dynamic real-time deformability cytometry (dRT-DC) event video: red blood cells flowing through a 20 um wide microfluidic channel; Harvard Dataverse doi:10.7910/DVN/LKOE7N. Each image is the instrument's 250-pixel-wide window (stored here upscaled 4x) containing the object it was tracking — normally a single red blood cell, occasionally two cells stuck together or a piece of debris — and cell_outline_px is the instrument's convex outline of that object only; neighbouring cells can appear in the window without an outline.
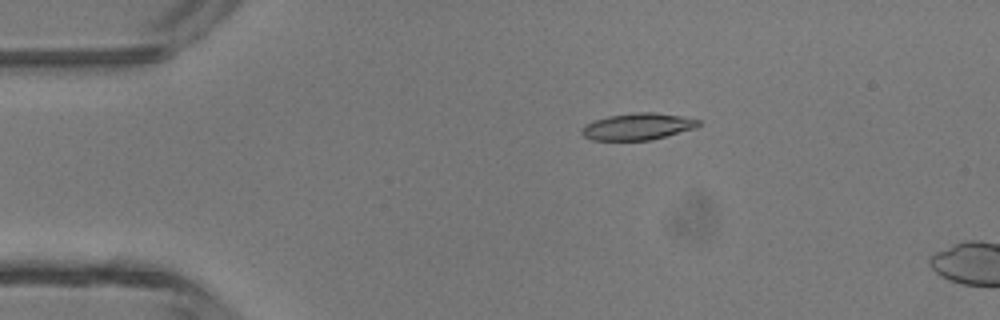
{"species": "common noctule bat (a hibernating species)", "species_latin": "Nyctalus noctula", "temperature_condition": "room temperature", "stored_images_in_passage": 12, "camera_frame_rate_fps": 3000, "um_per_image_px": 0.085, "animal": {"sex": "male", "body_mass_g": 13.3}, "frame": {"image": 1, "passage_image": 9, "time_ms": 2.667, "image_size_px": [1000, 320], "cell_outline_px": [[700, 124], [696, 128], [652, 140], [592, 140], [584, 136], [580, 132], [580, 128], [584, 124], [608, 116], [632, 112], [656, 112], [680, 116], [700, 120]], "centroid_in_image_um": [54.19, 10.75], "position_along_channel_um": 30.8, "area_um2": 18.32}}